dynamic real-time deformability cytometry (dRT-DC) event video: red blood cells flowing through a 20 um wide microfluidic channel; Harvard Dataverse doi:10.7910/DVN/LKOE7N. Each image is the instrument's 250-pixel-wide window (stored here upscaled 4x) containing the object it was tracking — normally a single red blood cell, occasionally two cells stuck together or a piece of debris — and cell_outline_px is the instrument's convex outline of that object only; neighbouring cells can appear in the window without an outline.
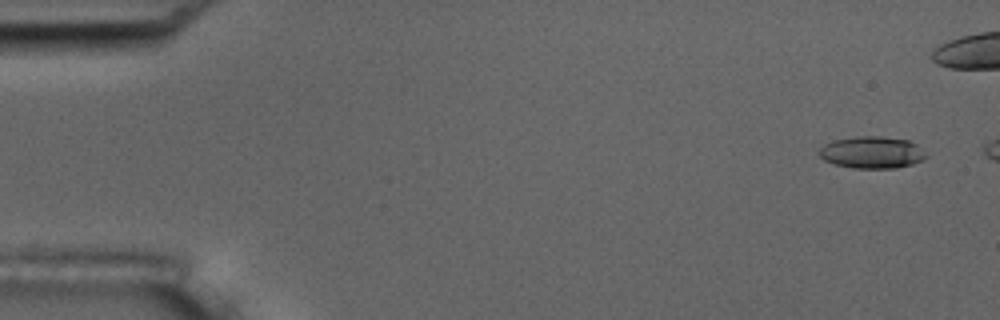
{"species": "common noctule bat (a hibernating species)", "species_latin": "Nyctalus noctula", "temperature_condition": "room temperature", "stored_images_in_passage": 4, "camera_frame_rate_fps": 3000, "um_per_image_px": 0.085, "animal": {"sex": "male", "body_mass_g": 17.5, "forearm_length_mm": 52.3}, "frame": {"image": 1, "passage_image": 1, "time_ms": 0.0, "image_size_px": [1000, 320], "cell_outline_px": [[928, 156], [924, 160], [912, 164], [896, 168], [852, 168], [836, 164], [824, 160], [816, 152], [824, 144], [836, 140], [856, 136], [880, 136], [908, 140], [916, 144]], "centroid_in_image_um": [74.11, 12.96], "position_along_channel_um": 10.9, "area_um2": 19.94}}